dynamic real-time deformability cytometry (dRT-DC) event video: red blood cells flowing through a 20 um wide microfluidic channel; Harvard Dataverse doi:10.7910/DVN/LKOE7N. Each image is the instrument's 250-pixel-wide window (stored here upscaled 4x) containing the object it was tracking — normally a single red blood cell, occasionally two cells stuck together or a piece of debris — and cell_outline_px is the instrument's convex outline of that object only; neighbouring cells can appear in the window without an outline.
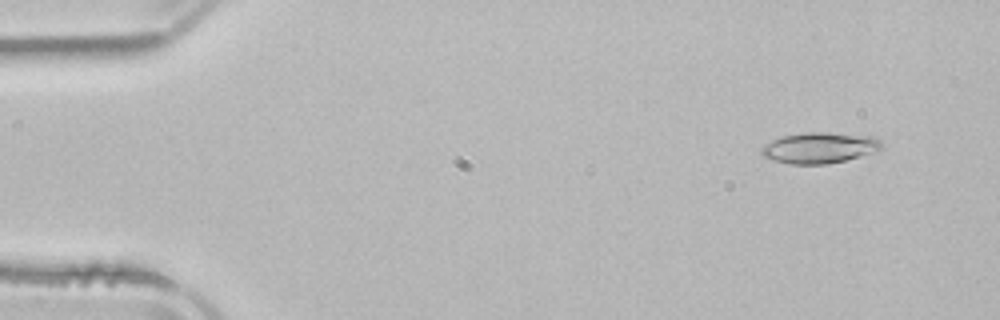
{"species": "common noctule bat (a hibernating species)", "species_latin": "Nyctalus noctula", "temperature_condition": "room temperature", "stored_images_in_passage": 3, "camera_frame_rate_fps": 3000, "um_per_image_px": 0.085, "animal": {"sex": "male", "body_mass_g": 21.5, "forearm_length_mm": 52.0}, "frame": {"image": 1, "passage_image": 1, "time_ms": 0.0, "image_size_px": [1000, 320], "cell_outline_px": [[884, 144], [880, 152], [844, 160], [824, 164], [788, 164], [764, 156], [760, 152], [760, 148], [764, 144], [780, 136], [804, 132], [828, 132], [872, 136], [880, 140]], "centroid_in_image_um": [69.7, 12.55], "position_along_channel_um": 15.3, "area_um2": 21.91}}
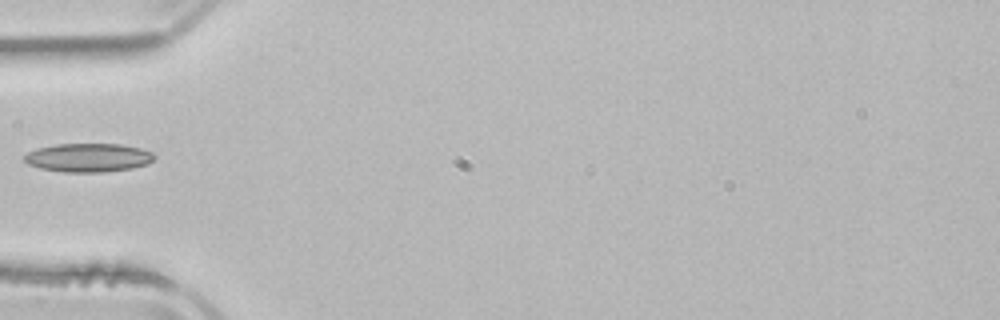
{"frame": {"image": 2, "passage_image": 3, "time_ms": 4.333, "image_size_px": [1000, 320], "cell_outline_px": [[156, 156], [148, 164], [132, 168], [104, 172], [64, 172], [40, 168], [28, 164], [24, 160], [24, 156], [28, 152], [36, 148], [56, 144], [120, 144], [140, 148], [152, 152]], "centroid_in_image_um": [7.5, 13.4], "position_along_channel_um": 77.5, "area_um2": 21.73}}